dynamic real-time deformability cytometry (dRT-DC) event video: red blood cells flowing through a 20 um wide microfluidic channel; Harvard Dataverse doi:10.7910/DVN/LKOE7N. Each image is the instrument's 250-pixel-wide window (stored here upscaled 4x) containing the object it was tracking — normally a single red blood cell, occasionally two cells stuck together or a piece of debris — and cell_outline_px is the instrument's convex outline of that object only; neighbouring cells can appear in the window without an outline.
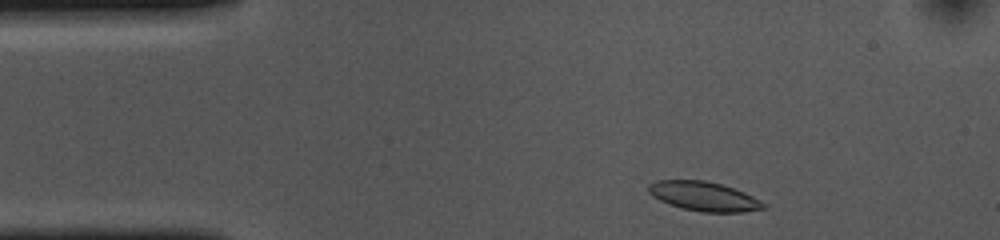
{"species": "common noctule bat (a hibernating species)", "species_latin": "Nyctalus noctula", "temperature_condition": "cold", "stored_images_in_passage": 38, "camera_frame_rate_fps": 3000, "um_per_image_px": 0.085, "animal": {"sex": "female", "body_mass_g": 10.0, "forearm_length_mm": 53.1}, "frame": {"image": 1, "passage_image": 2, "time_ms": 0.333, "image_size_px": [1000, 240], "cell_outline_px": [[768, 208], [744, 212], [704, 212], [684, 208], [668, 204], [652, 196], [648, 192], [648, 184], [656, 180], [704, 180], [720, 184], [744, 192], [760, 200]], "centroid_in_image_um": [59.82, 16.68], "position_along_channel_um": 25.2, "area_um2": 19.54}}
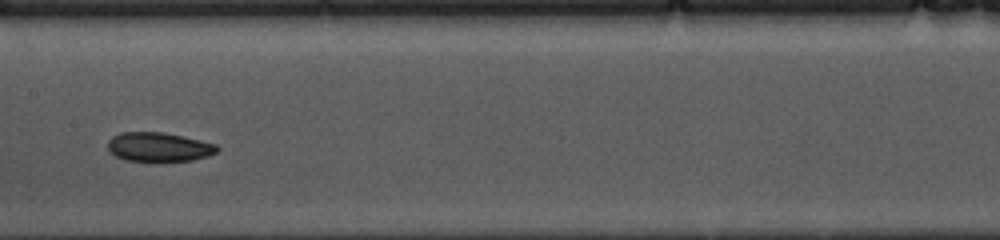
{"frame": {"image": 2, "passage_image": 20, "time_ms": 6.333, "image_size_px": [1000, 240], "cell_outline_px": [[220, 148], [216, 152], [208, 156], [192, 160], [164, 164], [124, 160], [116, 156], [108, 148], [108, 140], [112, 136], [120, 132], [164, 132], [184, 136], [216, 144]], "centroid_in_image_um": [13.51, 12.53], "position_along_channel_um": 193.9, "area_um2": 19.36}}
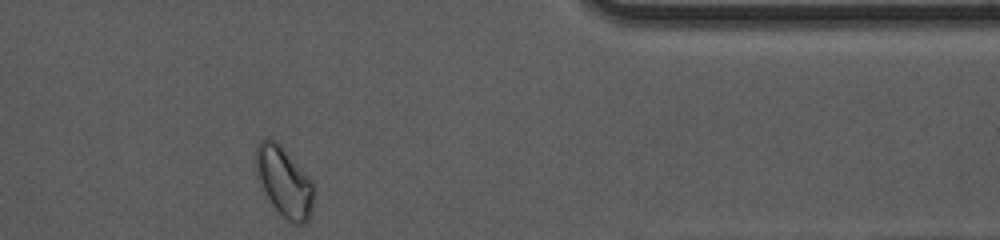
{"frame": {"image": 3, "passage_image": 38, "time_ms": 12.333, "image_size_px": [1000, 240], "cell_outline_px": [[316, 188], [312, 208], [308, 220], [304, 224], [296, 224], [288, 220], [272, 204], [260, 180], [256, 168], [256, 144], [260, 140], [268, 136], [272, 136], [280, 144], [312, 180]], "centroid_in_image_um": [24.19, 15.4], "position_along_channel_um": 387.2, "area_um2": 23.41}, "authors_computed_cell_mechanics": {"area_um2": 19.2763, "velocity_mm_per_s": 3.6333, "shape_relaxation_time_tau1_ms": 7.2137, "shape_relaxation_time_tau2_ms": 5.0126, "deformation_change_tau1": 0.1183, "deformation_change_tau2": 0.0837}}